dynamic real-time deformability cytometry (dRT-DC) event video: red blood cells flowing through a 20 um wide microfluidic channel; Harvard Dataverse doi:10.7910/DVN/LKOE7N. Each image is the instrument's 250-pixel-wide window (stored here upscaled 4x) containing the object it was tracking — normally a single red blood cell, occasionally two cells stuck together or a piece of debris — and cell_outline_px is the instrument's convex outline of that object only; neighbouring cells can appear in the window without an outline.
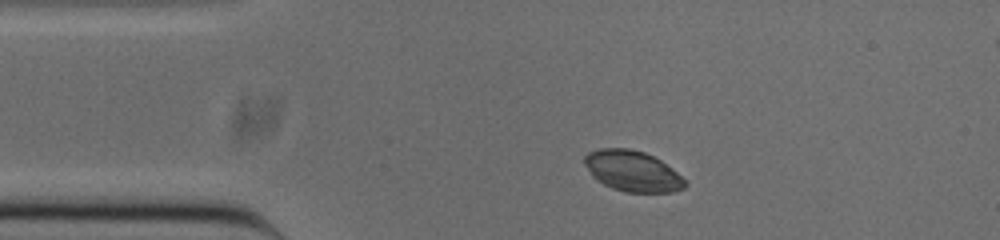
{"species": "common noctule bat (a hibernating species)", "species_latin": "Nyctalus noctula", "temperature_condition": "cold", "stored_images_in_passage": 45, "camera_frame_rate_fps": 3000, "um_per_image_px": 0.085, "animal": {"sex": "male", "body_mass_g": 20.0, "forearm_length_mm": 53.3}, "frame": {"image": 1, "passage_image": 1, "time_ms": 0.0, "image_size_px": [1000, 240], "cell_outline_px": [[688, 184], [684, 188], [672, 192], [624, 192], [612, 188], [596, 180], [592, 176], [584, 164], [584, 156], [588, 152], [600, 148], [628, 148], [644, 152], [660, 160], [672, 168]], "centroid_in_image_um": [53.74, 14.54], "position_along_channel_um": 31.3, "area_um2": 23.81}}
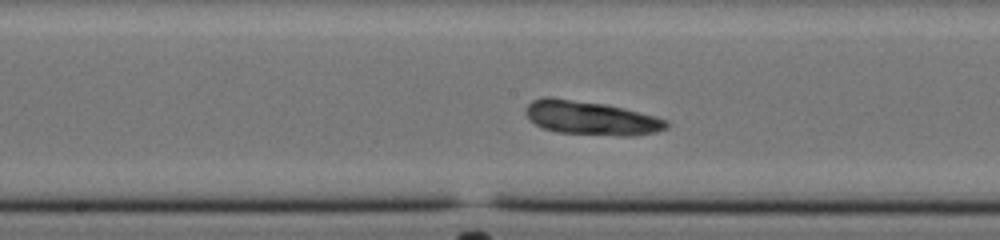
{"frame": {"image": 2, "passage_image": 17, "time_ms": 5.333, "image_size_px": [1000, 240], "cell_outline_px": [[668, 128], [656, 132], [632, 136], [620, 136], [556, 132], [544, 128], [528, 120], [524, 112], [524, 108], [532, 100], [544, 96], [552, 96], [604, 104], [624, 108], [656, 116], [668, 120]], "centroid_in_image_um": [50.2, 10.02], "position_along_channel_um": 198.0, "area_um2": 28.15}}
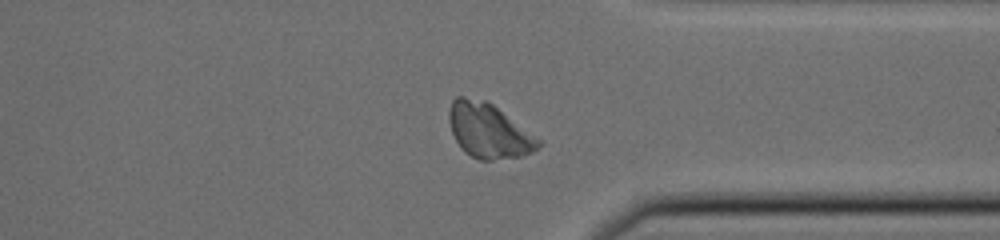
{"frame": {"image": 3, "passage_image": 31, "time_ms": 10.0, "image_size_px": [1000, 240], "cell_outline_px": [[544, 144], [532, 152], [520, 156], [492, 160], [480, 160], [464, 152], [460, 148], [452, 132], [448, 120], [448, 112], [452, 100], [456, 96], [464, 96], [484, 100], [492, 104], [540, 140]], "centroid_in_image_um": [41.5, 11.11], "position_along_channel_um": 369.9, "area_um2": 28.21}, "authors_computed_cell_mechanics": {"area_um2": 26.9348, "velocity_mm_per_s": 3.7956, "shape_relaxation_time_tau1_ms": null, "shape_relaxation_time_tau2_ms": 1.4666, "deformation_change_tau1": null, "deformation_change_tau2": 0.056}}